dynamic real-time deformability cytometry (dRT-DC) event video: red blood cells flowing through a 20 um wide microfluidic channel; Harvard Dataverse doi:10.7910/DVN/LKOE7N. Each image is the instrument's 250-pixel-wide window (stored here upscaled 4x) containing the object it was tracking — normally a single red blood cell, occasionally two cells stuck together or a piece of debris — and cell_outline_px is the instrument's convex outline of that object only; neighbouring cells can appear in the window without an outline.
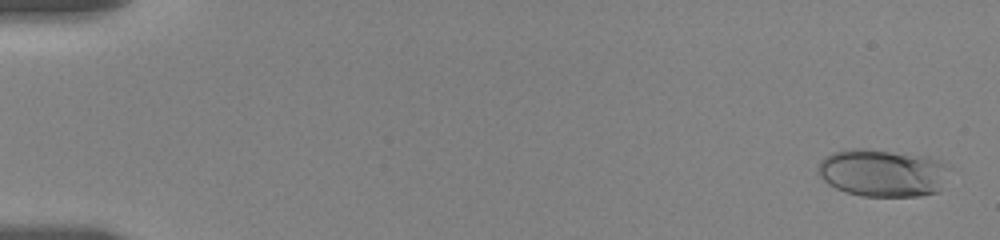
{"species": "human", "species_latin": "Homo sapiens", "temperature_condition": "room temperature", "stored_images_in_passage": 28, "camera_frame_rate_fps": 3000, "um_per_image_px": 0.085, "donor": {"sex": "female"}, "frame": {"image": 1, "passage_image": 2, "time_ms": 0.333, "image_size_px": [1000, 240], "cell_outline_px": [[948, 168], [940, 192], [920, 196], [860, 196], [844, 192], [828, 184], [816, 172], [816, 168], [820, 160], [824, 156], [832, 152], [852, 148], [864, 148], [928, 156], [940, 160], [948, 164]], "centroid_in_image_um": [74.99, 14.69], "position_along_channel_um": 10.0, "area_um2": 36.93}}
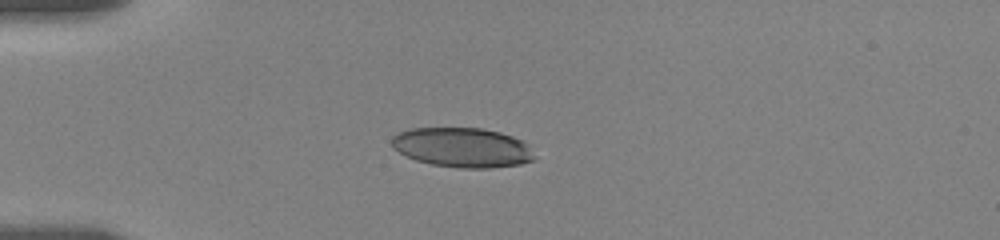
{"frame": {"image": 2, "passage_image": 23, "time_ms": 5.0, "image_size_px": [1000, 240], "cell_outline_px": [[536, 156], [532, 160], [520, 164], [488, 168], [460, 168], [432, 164], [416, 160], [400, 152], [392, 144], [392, 136], [396, 132], [408, 128], [480, 128], [500, 132], [512, 136], [528, 144]], "centroid_in_image_um": [39.31, 12.53], "position_along_channel_um": 45.7, "area_um2": 32.89}}